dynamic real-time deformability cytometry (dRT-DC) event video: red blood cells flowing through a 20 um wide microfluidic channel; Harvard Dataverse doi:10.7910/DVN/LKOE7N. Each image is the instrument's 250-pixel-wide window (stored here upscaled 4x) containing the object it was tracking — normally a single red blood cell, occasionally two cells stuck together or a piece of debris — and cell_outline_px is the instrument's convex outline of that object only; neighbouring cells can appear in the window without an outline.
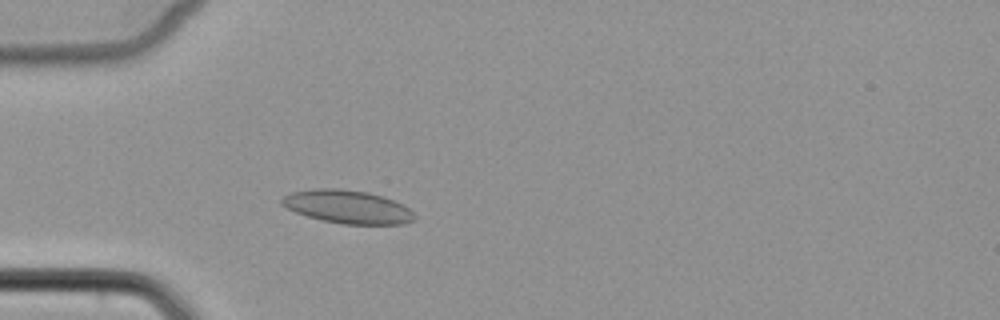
{"species": "common noctule bat (a hibernating species)", "species_latin": "Nyctalus noctula", "temperature_condition": "cold", "stored_images_in_passage": 4, "camera_frame_rate_fps": 3000, "um_per_image_px": 0.085, "animal": {"sex": "female", "body_mass_g": 22.7, "forearm_length_mm": 54.2}, "frame": {"image": 1, "passage_image": 4, "time_ms": 3.667, "image_size_px": [1000, 320], "cell_outline_px": [[416, 220], [404, 224], [344, 224], [324, 220], [308, 216], [296, 212], [280, 204], [280, 200], [284, 196], [292, 192], [316, 188], [340, 188], [368, 192], [404, 204], [416, 216]], "centroid_in_image_um": [29.56, 17.57], "position_along_channel_um": 55.4, "area_um2": 25.61}}